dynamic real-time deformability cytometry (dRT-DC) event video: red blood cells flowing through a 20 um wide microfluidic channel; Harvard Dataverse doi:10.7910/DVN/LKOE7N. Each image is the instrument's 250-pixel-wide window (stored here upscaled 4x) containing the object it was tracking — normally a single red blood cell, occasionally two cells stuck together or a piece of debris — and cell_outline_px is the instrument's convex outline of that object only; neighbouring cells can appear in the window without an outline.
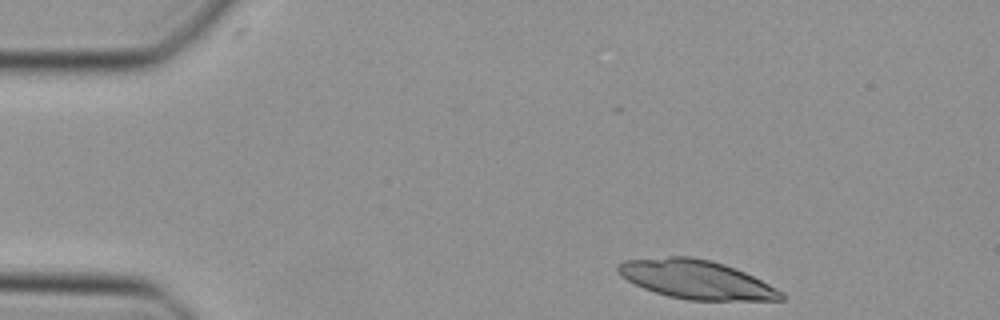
{"species": "Egyptian fruit bat (a non-hibernating species)", "species_latin": "Rousettus aegyptiacus", "temperature_condition": "cold", "stored_images_in_passage": 15, "camera_frame_rate_fps": 3000, "um_per_image_px": 0.085, "animal": {"sex": "female"}, "frame": {"image": 1, "passage_image": 1, "time_ms": 0.0, "image_size_px": [1000, 320], "cell_outline_px": [[784, 300], [688, 300], [668, 296], [644, 288], [620, 276], [616, 268], [624, 260], [668, 256], [692, 256], [712, 260], [736, 268], [784, 292]], "centroid_in_image_um": [59.18, 23.75], "position_along_channel_um": 25.8, "area_um2": 36.7}}